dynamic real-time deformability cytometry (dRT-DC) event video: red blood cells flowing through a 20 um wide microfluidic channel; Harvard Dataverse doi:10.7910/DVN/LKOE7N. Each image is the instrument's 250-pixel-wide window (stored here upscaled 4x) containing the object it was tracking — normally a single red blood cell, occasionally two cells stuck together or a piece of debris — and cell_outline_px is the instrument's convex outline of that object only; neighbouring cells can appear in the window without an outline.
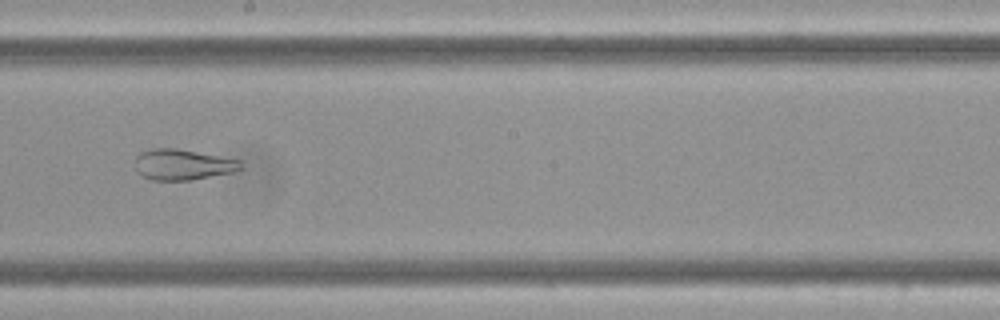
{"species": "Egyptian fruit bat (a non-hibernating species)", "species_latin": "Rousettus aegyptiacus", "temperature_condition": "cold", "stored_images_in_passage": 9, "camera_frame_rate_fps": 3000, "um_per_image_px": 0.085, "frame": {"image": 1, "passage_image": 9, "time_ms": 2.667, "image_size_px": [1000, 320], "cell_outline_px": [[244, 168], [232, 172], [192, 180], [152, 180], [136, 172], [136, 156], [140, 152], [152, 148], [176, 148], [240, 160]], "centroid_in_image_um": [15.52, 13.99], "position_along_channel_um": 232.7, "area_um2": 18.9}}